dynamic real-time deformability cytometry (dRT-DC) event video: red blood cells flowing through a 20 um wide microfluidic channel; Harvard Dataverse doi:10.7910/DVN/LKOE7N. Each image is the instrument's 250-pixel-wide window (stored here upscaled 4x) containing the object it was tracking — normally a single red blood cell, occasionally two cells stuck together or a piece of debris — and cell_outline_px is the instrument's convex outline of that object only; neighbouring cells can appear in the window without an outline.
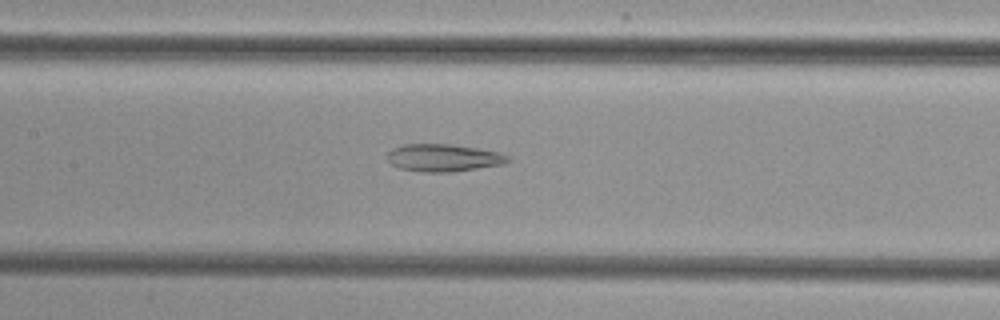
{"species": "common noctule bat (a hibernating species)", "species_latin": "Nyctalus noctula", "temperature_condition": "cold", "stored_images_in_passage": 27, "camera_frame_rate_fps": 3000, "um_per_image_px": 0.085, "animal": {"sex": "female", "body_mass_g": 29.2, "forearm_length_mm": 56.3}, "frame": {"image": 1, "passage_image": 16, "time_ms": 5.0, "image_size_px": [1000, 320], "cell_outline_px": [[512, 160], [504, 164], [448, 172], [424, 172], [400, 168], [392, 164], [388, 160], [388, 152], [392, 148], [404, 144], [452, 144], [476, 148], [496, 152], [508, 156]], "centroid_in_image_um": [37.68, 13.4], "position_along_channel_um": 169.7, "area_um2": 19.07}}
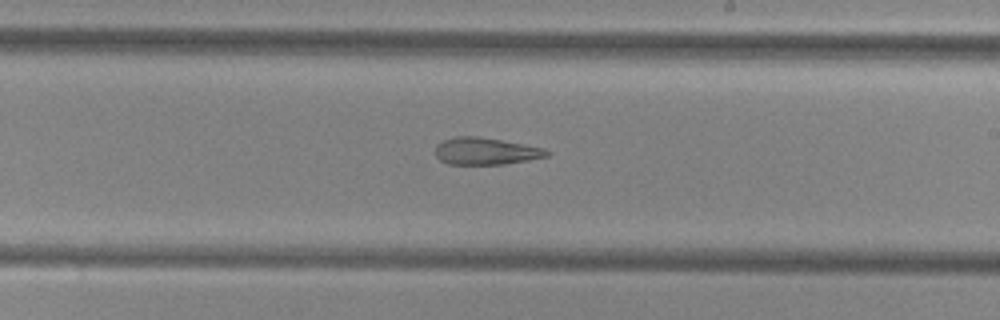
{"frame": {"image": 2, "passage_image": 22, "time_ms": 7.0, "image_size_px": [1000, 320], "cell_outline_px": [[552, 152], [548, 156], [528, 160], [504, 164], [448, 164], [440, 160], [436, 156], [436, 144], [444, 140], [456, 136], [476, 136], [500, 140], [544, 148]], "centroid_in_image_um": [41.28, 12.85], "position_along_channel_um": 247.7, "area_um2": 17.46}}
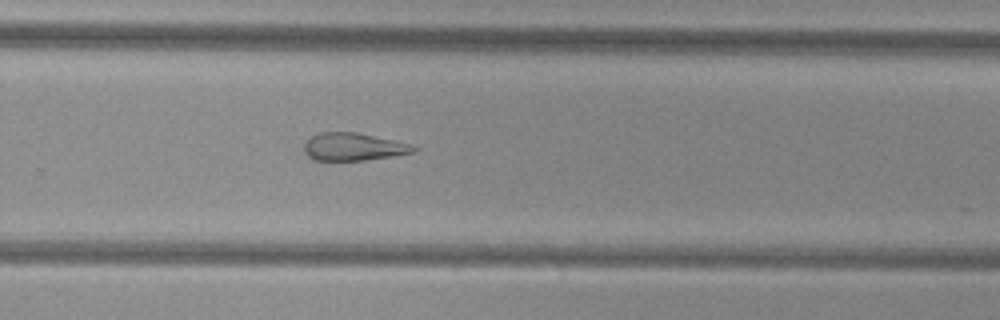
{"frame": {"image": 3, "passage_image": 26, "time_ms": 8.333, "image_size_px": [1000, 320], "cell_outline_px": [[420, 148], [416, 152], [364, 160], [312, 160], [304, 152], [304, 144], [312, 136], [320, 132], [356, 132], [392, 140], [408, 144]], "centroid_in_image_um": [30.02, 12.48], "position_along_channel_um": 299.8, "area_um2": 17.46}}